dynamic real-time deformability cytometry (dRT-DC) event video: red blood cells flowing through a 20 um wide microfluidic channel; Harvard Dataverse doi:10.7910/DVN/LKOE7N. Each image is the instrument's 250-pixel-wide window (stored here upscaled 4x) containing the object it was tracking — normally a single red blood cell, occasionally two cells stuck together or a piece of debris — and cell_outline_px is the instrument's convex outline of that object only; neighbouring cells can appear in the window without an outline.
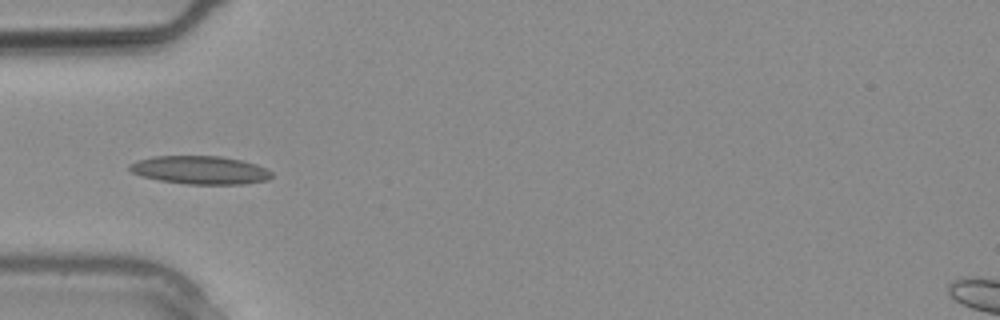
{"species": "common noctule bat (a hibernating species)", "species_latin": "Nyctalus noctula", "temperature_condition": "warm", "stored_images_in_passage": 17, "camera_frame_rate_fps": 3000, "um_per_image_px": 0.085, "animal": {"sex": "male", "body_mass_g": 20.4}, "frame": {"image": 1, "passage_image": 8, "time_ms": 2.333, "image_size_px": [1000, 320], "cell_outline_px": [[272, 176], [268, 180], [244, 184], [188, 184], [160, 180], [140, 176], [132, 172], [128, 168], [128, 164], [152, 156], [220, 156], [240, 160], [256, 164], [272, 172]], "centroid_in_image_um": [17.0, 14.45], "position_along_channel_um": 68.0, "area_um2": 23.29}}
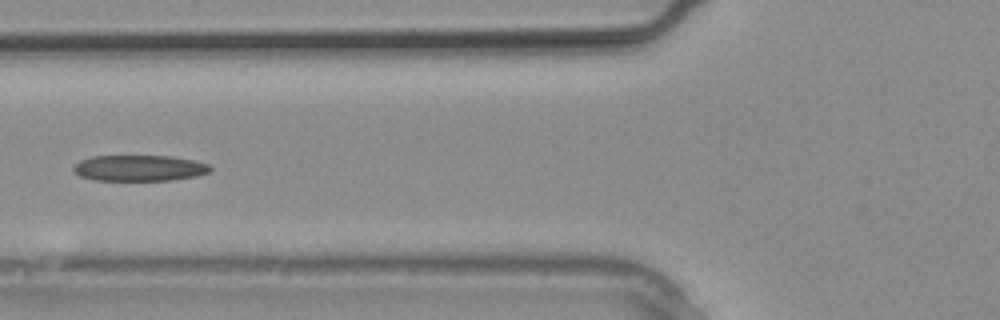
{"frame": {"image": 2, "passage_image": 10, "time_ms": 3.0, "image_size_px": [1000, 320], "cell_outline_px": [[212, 168], [208, 172], [196, 176], [172, 180], [96, 180], [80, 176], [72, 168], [80, 160], [92, 156], [172, 156], [192, 160], [208, 164]], "centroid_in_image_um": [11.84, 14.28], "position_along_channel_um": 114.0, "area_um2": 20.52}}